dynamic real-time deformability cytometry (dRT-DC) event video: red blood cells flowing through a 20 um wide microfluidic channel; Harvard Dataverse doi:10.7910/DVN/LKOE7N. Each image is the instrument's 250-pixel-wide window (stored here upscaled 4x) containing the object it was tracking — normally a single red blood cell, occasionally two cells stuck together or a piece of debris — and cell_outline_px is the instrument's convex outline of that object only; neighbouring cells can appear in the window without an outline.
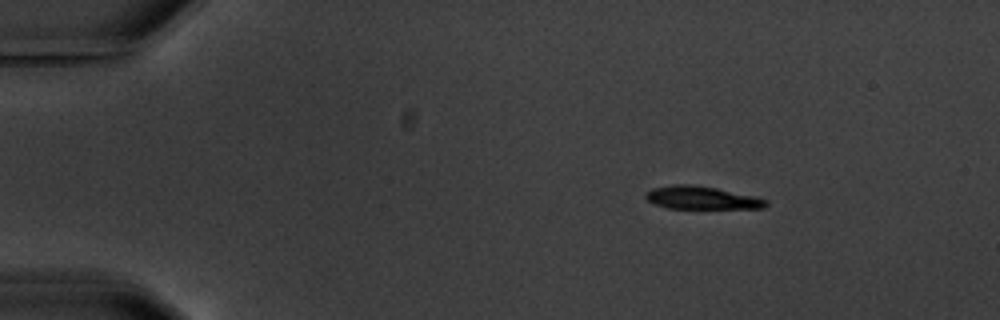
{"species": "common noctule bat (a hibernating species)", "species_latin": "Nyctalus noctula", "temperature_condition": "warm", "stored_images_in_passage": 8, "camera_frame_rate_fps": 3000, "um_per_image_px": 0.085, "animal": {"sex": "male", "body_mass_g": 20.1, "forearm_length_mm": 53.5}, "frame": {"image": 1, "passage_image": 1, "time_ms": 0.0, "image_size_px": [1000, 320], "cell_outline_px": [[768, 204], [764, 208], [668, 208], [652, 204], [644, 196], [652, 188], [676, 184], [688, 184], [716, 188], [756, 196], [768, 200]], "centroid_in_image_um": [59.65, 16.81], "position_along_channel_um": 25.3, "area_um2": 16.01}}
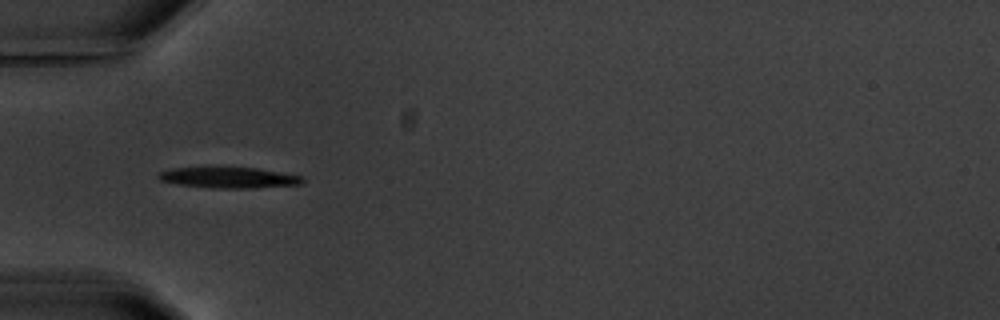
{"frame": {"image": 2, "passage_image": 4, "time_ms": 3.333, "image_size_px": [1000, 320], "cell_outline_px": [[304, 184], [252, 188], [212, 188], [180, 184], [160, 180], [156, 176], [160, 172], [172, 168], [204, 164], [220, 164], [256, 168], [300, 176], [304, 180]], "centroid_in_image_um": [19.36, 15.03], "position_along_channel_um": 65.6, "area_um2": 18.55}}
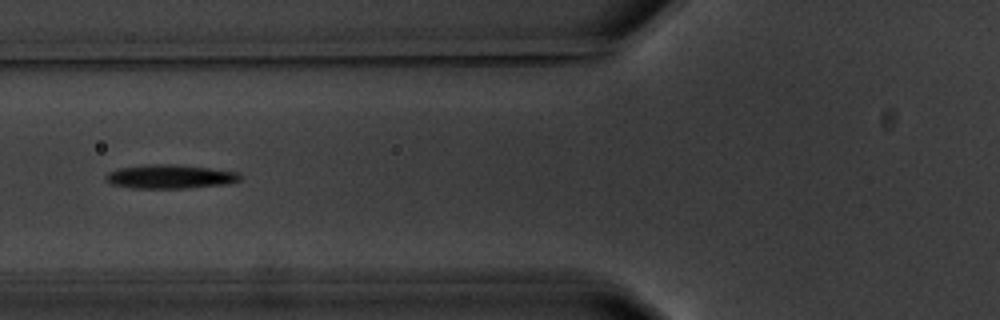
{"frame": {"image": 3, "passage_image": 5, "time_ms": 4.667, "image_size_px": [1000, 320], "cell_outline_px": [[244, 176], [240, 180], [228, 184], [184, 188], [132, 188], [112, 184], [104, 176], [108, 172], [116, 168], [144, 164], [172, 164], [208, 168], [240, 172]], "centroid_in_image_um": [14.47, 15.0], "position_along_channel_um": 111.3, "area_um2": 18.84}}